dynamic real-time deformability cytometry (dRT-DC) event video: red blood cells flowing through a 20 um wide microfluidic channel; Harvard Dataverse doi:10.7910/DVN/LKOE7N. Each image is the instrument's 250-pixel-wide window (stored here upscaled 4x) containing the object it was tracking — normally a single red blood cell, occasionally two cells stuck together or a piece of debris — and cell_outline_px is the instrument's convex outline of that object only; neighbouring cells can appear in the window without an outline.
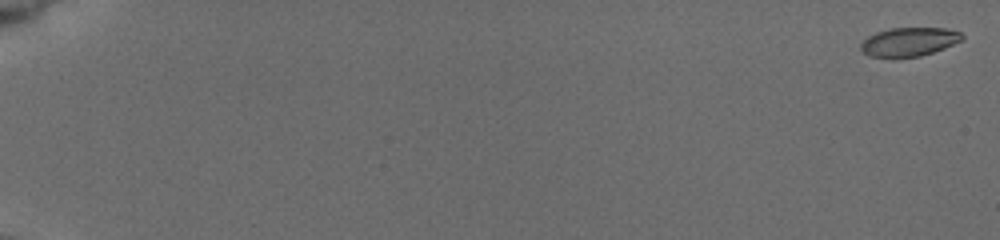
{"species": "common noctule bat (a hibernating species)", "species_latin": "Nyctalus noctula", "temperature_condition": "cold", "stored_images_in_passage": 9, "camera_frame_rate_fps": 3000, "um_per_image_px": 0.085, "animal": {"sex": "female", "body_mass_g": 19.5, "forearm_length_mm": 54.1}, "frame": {"image": 1, "passage_image": 1, "time_ms": 0.0, "image_size_px": [1000, 240], "cell_outline_px": [[964, 40], [944, 48], [920, 56], [892, 60], [868, 56], [860, 48], [860, 44], [868, 36], [876, 32], [892, 28], [948, 28], [960, 32], [964, 36]], "centroid_in_image_um": [77.25, 3.59], "position_along_channel_um": 7.8, "area_um2": 17.51}}
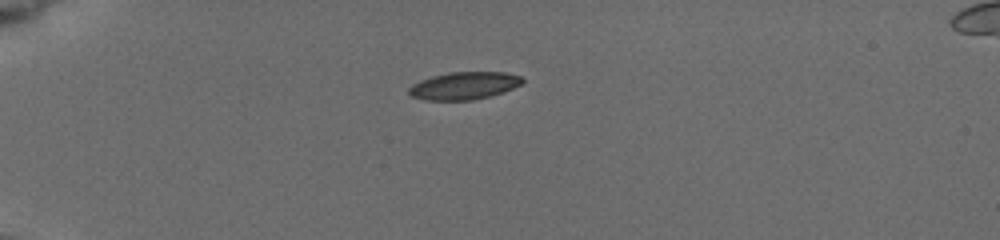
{"frame": {"image": 2, "passage_image": 7, "time_ms": 5.333, "image_size_px": [1000, 240], "cell_outline_px": [[524, 80], [520, 84], [504, 92], [492, 96], [472, 100], [424, 100], [412, 96], [408, 92], [408, 88], [412, 84], [420, 80], [432, 76], [448, 72], [504, 72], [520, 76]], "centroid_in_image_um": [39.42, 7.28], "position_along_channel_um": 45.6, "area_um2": 18.26}}